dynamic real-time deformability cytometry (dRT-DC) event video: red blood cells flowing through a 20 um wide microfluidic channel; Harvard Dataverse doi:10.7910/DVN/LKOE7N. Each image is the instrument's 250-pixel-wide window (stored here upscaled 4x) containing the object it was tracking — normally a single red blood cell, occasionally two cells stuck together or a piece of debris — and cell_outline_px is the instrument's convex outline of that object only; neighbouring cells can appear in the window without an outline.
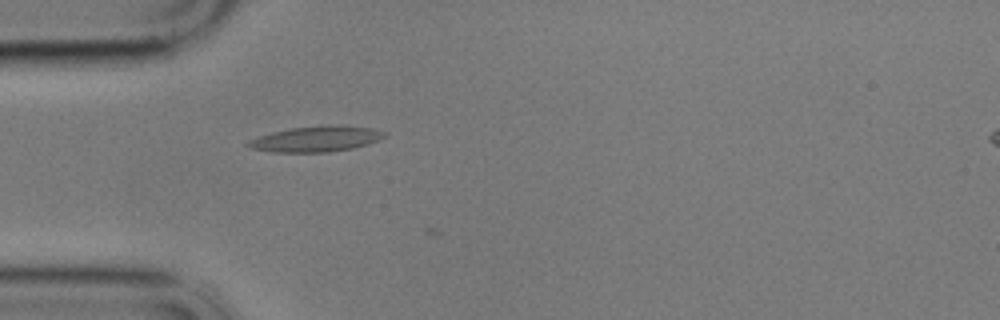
{"species": "common noctule bat (a hibernating species)", "species_latin": "Nyctalus noctula", "temperature_condition": "cold", "stored_images_in_passage": 3, "camera_frame_rate_fps": 3000, "um_per_image_px": 0.085, "animal": {"sex": "male", "body_mass_g": 17.9}, "frame": {"image": 1, "passage_image": 1, "time_ms": 0.0, "image_size_px": [1000, 320], "cell_outline_px": [[388, 136], [368, 144], [352, 148], [328, 152], [272, 152], [248, 148], [244, 144], [248, 140], [272, 132], [292, 128], [328, 124], [332, 124], [368, 128], [384, 132]], "centroid_in_image_um": [26.83, 11.81], "position_along_channel_um": 58.2, "area_um2": 20.35}}